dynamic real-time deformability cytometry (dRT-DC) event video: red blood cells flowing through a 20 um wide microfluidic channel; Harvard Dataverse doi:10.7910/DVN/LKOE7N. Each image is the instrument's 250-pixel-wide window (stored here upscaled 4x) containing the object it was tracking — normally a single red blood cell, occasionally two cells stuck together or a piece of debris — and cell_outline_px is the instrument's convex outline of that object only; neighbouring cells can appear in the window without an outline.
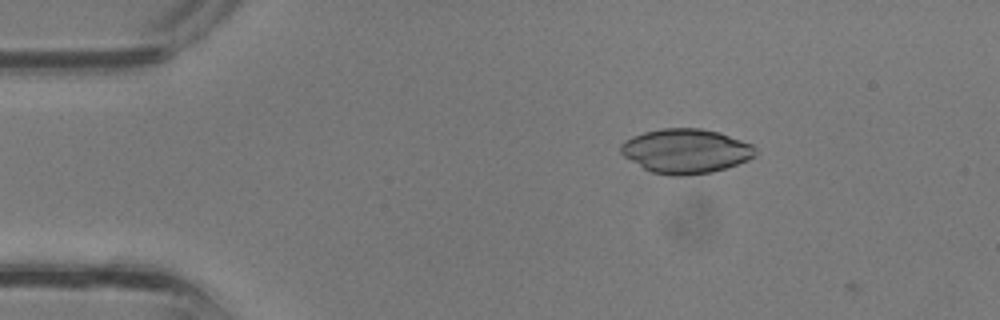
{"species": "common noctule bat (a hibernating species)", "species_latin": "Nyctalus noctula", "temperature_condition": "room temperature", "stored_images_in_passage": 4, "camera_frame_rate_fps": 3000, "um_per_image_px": 0.085, "animal": {"sex": "male", "body_mass_g": 13.3}, "frame": {"image": 1, "passage_image": 3, "time_ms": 0.667, "image_size_px": [1000, 320], "cell_outline_px": [[756, 156], [748, 160], [712, 172], [684, 176], [672, 176], [652, 172], [644, 168], [624, 156], [620, 152], [620, 144], [624, 140], [632, 136], [644, 132], [660, 128], [700, 128], [720, 132], [752, 144], [756, 148]], "centroid_in_image_um": [58.29, 12.83], "position_along_channel_um": 26.7, "area_um2": 34.97}}